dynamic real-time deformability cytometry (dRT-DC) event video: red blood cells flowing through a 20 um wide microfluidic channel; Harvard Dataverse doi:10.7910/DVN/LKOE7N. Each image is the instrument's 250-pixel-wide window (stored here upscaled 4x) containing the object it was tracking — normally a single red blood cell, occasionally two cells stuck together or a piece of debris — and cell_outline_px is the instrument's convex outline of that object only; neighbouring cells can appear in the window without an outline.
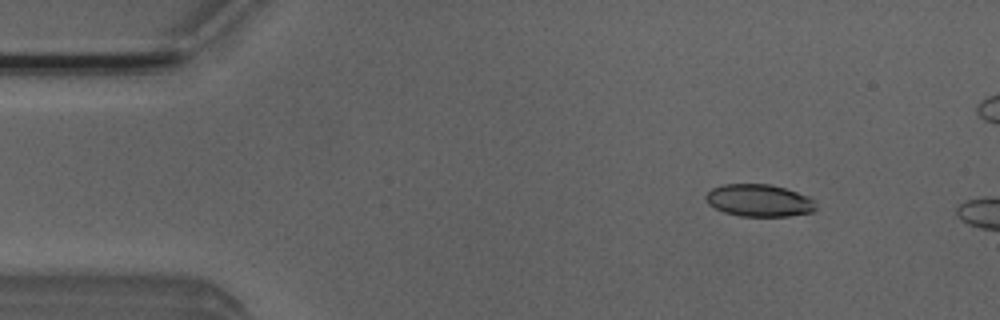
{"species": "Egyptian fruit bat (a non-hibernating species)", "species_latin": "Rousettus aegyptiacus", "temperature_condition": "room temperature", "stored_images_in_passage": 7, "camera_frame_rate_fps": 3000, "um_per_image_px": 0.085, "animal": {"sex": "male"}, "frame": {"image": 1, "passage_image": 4, "time_ms": 1.0, "image_size_px": [1000, 320], "cell_outline_px": [[816, 208], [812, 212], [788, 216], [740, 216], [724, 212], [708, 204], [704, 196], [712, 188], [724, 184], [772, 184], [808, 196], [816, 200]], "centroid_in_image_um": [64.53, 17.04], "position_along_channel_um": 20.5, "area_um2": 20.75}}